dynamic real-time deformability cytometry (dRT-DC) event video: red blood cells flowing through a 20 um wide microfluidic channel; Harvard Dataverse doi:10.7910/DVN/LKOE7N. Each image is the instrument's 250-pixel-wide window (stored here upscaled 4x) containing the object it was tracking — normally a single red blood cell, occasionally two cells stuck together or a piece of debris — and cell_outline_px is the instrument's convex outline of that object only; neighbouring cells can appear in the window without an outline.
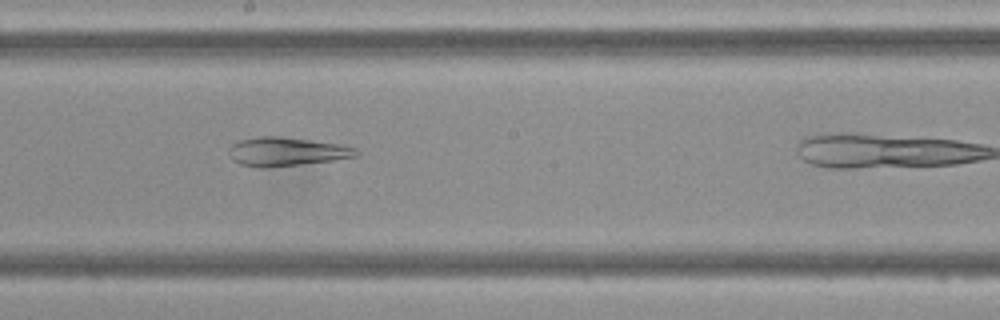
{"species": "Egyptian fruit bat (a non-hibernating species)", "species_latin": "Rousettus aegyptiacus", "temperature_condition": "cold", "stored_images_in_passage": 21, "camera_frame_rate_fps": 3000, "um_per_image_px": 0.085, "frame": {"image": 1, "passage_image": 15, "time_ms": 4.667, "image_size_px": [1000, 320], "cell_outline_px": [[360, 156], [332, 160], [268, 168], [260, 168], [240, 164], [232, 160], [232, 144], [240, 140], [256, 136], [280, 136], [340, 144], [356, 148], [360, 152]], "centroid_in_image_um": [24.4, 12.89], "position_along_channel_um": 223.8, "area_um2": 21.21}}